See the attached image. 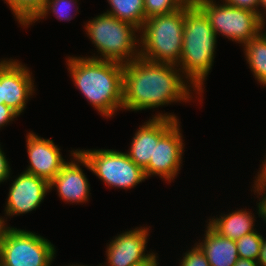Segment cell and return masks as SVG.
Listing matches in <instances>:
<instances>
[{
  "mask_svg": "<svg viewBox=\"0 0 266 266\" xmlns=\"http://www.w3.org/2000/svg\"><path fill=\"white\" fill-rule=\"evenodd\" d=\"M178 121L174 114H157L136 131L130 150L129 158L141 168H145L153 158L154 146L159 139Z\"/></svg>",
  "mask_w": 266,
  "mask_h": 266,
  "instance_id": "cell-12",
  "label": "cell"
},
{
  "mask_svg": "<svg viewBox=\"0 0 266 266\" xmlns=\"http://www.w3.org/2000/svg\"><path fill=\"white\" fill-rule=\"evenodd\" d=\"M259 174L257 175V177H262V178H266V159L263 162V166L261 167V170H259Z\"/></svg>",
  "mask_w": 266,
  "mask_h": 266,
  "instance_id": "cell-33",
  "label": "cell"
},
{
  "mask_svg": "<svg viewBox=\"0 0 266 266\" xmlns=\"http://www.w3.org/2000/svg\"><path fill=\"white\" fill-rule=\"evenodd\" d=\"M216 37L205 13L196 4L188 3L185 6L183 48L176 65H180V72L198 94L203 92V82L212 68Z\"/></svg>",
  "mask_w": 266,
  "mask_h": 266,
  "instance_id": "cell-3",
  "label": "cell"
},
{
  "mask_svg": "<svg viewBox=\"0 0 266 266\" xmlns=\"http://www.w3.org/2000/svg\"><path fill=\"white\" fill-rule=\"evenodd\" d=\"M187 3L196 4L200 0H185Z\"/></svg>",
  "mask_w": 266,
  "mask_h": 266,
  "instance_id": "cell-35",
  "label": "cell"
},
{
  "mask_svg": "<svg viewBox=\"0 0 266 266\" xmlns=\"http://www.w3.org/2000/svg\"><path fill=\"white\" fill-rule=\"evenodd\" d=\"M185 6L174 12L146 19L139 32L140 57L161 63L177 64L183 48Z\"/></svg>",
  "mask_w": 266,
  "mask_h": 266,
  "instance_id": "cell-4",
  "label": "cell"
},
{
  "mask_svg": "<svg viewBox=\"0 0 266 266\" xmlns=\"http://www.w3.org/2000/svg\"><path fill=\"white\" fill-rule=\"evenodd\" d=\"M78 151L80 164L110 187L129 189L147 178L144 169L132 161L125 152L111 149Z\"/></svg>",
  "mask_w": 266,
  "mask_h": 266,
  "instance_id": "cell-6",
  "label": "cell"
},
{
  "mask_svg": "<svg viewBox=\"0 0 266 266\" xmlns=\"http://www.w3.org/2000/svg\"><path fill=\"white\" fill-rule=\"evenodd\" d=\"M8 3L12 13L22 26L30 25V23L44 9L46 0H5Z\"/></svg>",
  "mask_w": 266,
  "mask_h": 266,
  "instance_id": "cell-20",
  "label": "cell"
},
{
  "mask_svg": "<svg viewBox=\"0 0 266 266\" xmlns=\"http://www.w3.org/2000/svg\"><path fill=\"white\" fill-rule=\"evenodd\" d=\"M75 1L77 2V0H47L44 9L30 24L33 22L35 23L41 18H45L50 10L58 20L70 21L72 19V15H69L70 11L72 10L70 8L76 4Z\"/></svg>",
  "mask_w": 266,
  "mask_h": 266,
  "instance_id": "cell-23",
  "label": "cell"
},
{
  "mask_svg": "<svg viewBox=\"0 0 266 266\" xmlns=\"http://www.w3.org/2000/svg\"><path fill=\"white\" fill-rule=\"evenodd\" d=\"M196 5L205 13L214 32L243 46L264 28L262 17L251 10L231 6L214 0H200Z\"/></svg>",
  "mask_w": 266,
  "mask_h": 266,
  "instance_id": "cell-7",
  "label": "cell"
},
{
  "mask_svg": "<svg viewBox=\"0 0 266 266\" xmlns=\"http://www.w3.org/2000/svg\"><path fill=\"white\" fill-rule=\"evenodd\" d=\"M254 216L246 210L234 211L225 216L209 219L208 225L220 236L237 240L254 232Z\"/></svg>",
  "mask_w": 266,
  "mask_h": 266,
  "instance_id": "cell-17",
  "label": "cell"
},
{
  "mask_svg": "<svg viewBox=\"0 0 266 266\" xmlns=\"http://www.w3.org/2000/svg\"><path fill=\"white\" fill-rule=\"evenodd\" d=\"M74 160L66 162L60 172L49 183V187L57 188L59 197L66 202L84 203L88 201L90 184L80 168V152L78 149L71 152Z\"/></svg>",
  "mask_w": 266,
  "mask_h": 266,
  "instance_id": "cell-15",
  "label": "cell"
},
{
  "mask_svg": "<svg viewBox=\"0 0 266 266\" xmlns=\"http://www.w3.org/2000/svg\"><path fill=\"white\" fill-rule=\"evenodd\" d=\"M111 6L107 14L121 21L128 22L141 30L146 17L144 13V0H107Z\"/></svg>",
  "mask_w": 266,
  "mask_h": 266,
  "instance_id": "cell-19",
  "label": "cell"
},
{
  "mask_svg": "<svg viewBox=\"0 0 266 266\" xmlns=\"http://www.w3.org/2000/svg\"><path fill=\"white\" fill-rule=\"evenodd\" d=\"M180 264L179 266H211L197 245H194L191 250L185 252Z\"/></svg>",
  "mask_w": 266,
  "mask_h": 266,
  "instance_id": "cell-24",
  "label": "cell"
},
{
  "mask_svg": "<svg viewBox=\"0 0 266 266\" xmlns=\"http://www.w3.org/2000/svg\"><path fill=\"white\" fill-rule=\"evenodd\" d=\"M234 266H260L257 261L239 258Z\"/></svg>",
  "mask_w": 266,
  "mask_h": 266,
  "instance_id": "cell-31",
  "label": "cell"
},
{
  "mask_svg": "<svg viewBox=\"0 0 266 266\" xmlns=\"http://www.w3.org/2000/svg\"><path fill=\"white\" fill-rule=\"evenodd\" d=\"M49 190L48 181L28 172H22L9 189L5 214L15 216L36 209Z\"/></svg>",
  "mask_w": 266,
  "mask_h": 266,
  "instance_id": "cell-11",
  "label": "cell"
},
{
  "mask_svg": "<svg viewBox=\"0 0 266 266\" xmlns=\"http://www.w3.org/2000/svg\"><path fill=\"white\" fill-rule=\"evenodd\" d=\"M148 228H135L115 237L106 249L107 266H135L154 253L145 255Z\"/></svg>",
  "mask_w": 266,
  "mask_h": 266,
  "instance_id": "cell-14",
  "label": "cell"
},
{
  "mask_svg": "<svg viewBox=\"0 0 266 266\" xmlns=\"http://www.w3.org/2000/svg\"><path fill=\"white\" fill-rule=\"evenodd\" d=\"M263 236L257 230L235 240L239 258L257 261Z\"/></svg>",
  "mask_w": 266,
  "mask_h": 266,
  "instance_id": "cell-21",
  "label": "cell"
},
{
  "mask_svg": "<svg viewBox=\"0 0 266 266\" xmlns=\"http://www.w3.org/2000/svg\"><path fill=\"white\" fill-rule=\"evenodd\" d=\"M18 116L19 115L7 105L0 104V128L10 121H13L14 118Z\"/></svg>",
  "mask_w": 266,
  "mask_h": 266,
  "instance_id": "cell-27",
  "label": "cell"
},
{
  "mask_svg": "<svg viewBox=\"0 0 266 266\" xmlns=\"http://www.w3.org/2000/svg\"><path fill=\"white\" fill-rule=\"evenodd\" d=\"M26 142L30 165L25 172L50 183L66 163L60 153V148L54 144L53 140L43 139L32 132L28 133Z\"/></svg>",
  "mask_w": 266,
  "mask_h": 266,
  "instance_id": "cell-13",
  "label": "cell"
},
{
  "mask_svg": "<svg viewBox=\"0 0 266 266\" xmlns=\"http://www.w3.org/2000/svg\"><path fill=\"white\" fill-rule=\"evenodd\" d=\"M254 186V193L256 192L259 195H262V199L259 200L260 202L258 204V216L263 218V220L266 222V178L257 177ZM264 196V197H263Z\"/></svg>",
  "mask_w": 266,
  "mask_h": 266,
  "instance_id": "cell-25",
  "label": "cell"
},
{
  "mask_svg": "<svg viewBox=\"0 0 266 266\" xmlns=\"http://www.w3.org/2000/svg\"><path fill=\"white\" fill-rule=\"evenodd\" d=\"M54 245L30 231L8 228L0 246L1 266H50Z\"/></svg>",
  "mask_w": 266,
  "mask_h": 266,
  "instance_id": "cell-8",
  "label": "cell"
},
{
  "mask_svg": "<svg viewBox=\"0 0 266 266\" xmlns=\"http://www.w3.org/2000/svg\"><path fill=\"white\" fill-rule=\"evenodd\" d=\"M25 65L17 60L0 62V104H5L21 115L26 101L34 92V81Z\"/></svg>",
  "mask_w": 266,
  "mask_h": 266,
  "instance_id": "cell-9",
  "label": "cell"
},
{
  "mask_svg": "<svg viewBox=\"0 0 266 266\" xmlns=\"http://www.w3.org/2000/svg\"><path fill=\"white\" fill-rule=\"evenodd\" d=\"M226 4H229L231 6H235L238 8L248 9L253 12L258 13L262 17V23L265 27V19L263 17L262 11H260L259 8V0H223Z\"/></svg>",
  "mask_w": 266,
  "mask_h": 266,
  "instance_id": "cell-26",
  "label": "cell"
},
{
  "mask_svg": "<svg viewBox=\"0 0 266 266\" xmlns=\"http://www.w3.org/2000/svg\"><path fill=\"white\" fill-rule=\"evenodd\" d=\"M75 86L106 117L123 108V64L85 57H68Z\"/></svg>",
  "mask_w": 266,
  "mask_h": 266,
  "instance_id": "cell-2",
  "label": "cell"
},
{
  "mask_svg": "<svg viewBox=\"0 0 266 266\" xmlns=\"http://www.w3.org/2000/svg\"><path fill=\"white\" fill-rule=\"evenodd\" d=\"M245 58L255 79L266 86V32H262L244 45Z\"/></svg>",
  "mask_w": 266,
  "mask_h": 266,
  "instance_id": "cell-18",
  "label": "cell"
},
{
  "mask_svg": "<svg viewBox=\"0 0 266 266\" xmlns=\"http://www.w3.org/2000/svg\"><path fill=\"white\" fill-rule=\"evenodd\" d=\"M185 0H144V13L146 19L168 14L186 6Z\"/></svg>",
  "mask_w": 266,
  "mask_h": 266,
  "instance_id": "cell-22",
  "label": "cell"
},
{
  "mask_svg": "<svg viewBox=\"0 0 266 266\" xmlns=\"http://www.w3.org/2000/svg\"><path fill=\"white\" fill-rule=\"evenodd\" d=\"M10 170L9 162L6 159L4 152H2L0 148V183L9 179Z\"/></svg>",
  "mask_w": 266,
  "mask_h": 266,
  "instance_id": "cell-28",
  "label": "cell"
},
{
  "mask_svg": "<svg viewBox=\"0 0 266 266\" xmlns=\"http://www.w3.org/2000/svg\"><path fill=\"white\" fill-rule=\"evenodd\" d=\"M260 266H266V239L263 237L261 243V249L257 260Z\"/></svg>",
  "mask_w": 266,
  "mask_h": 266,
  "instance_id": "cell-29",
  "label": "cell"
},
{
  "mask_svg": "<svg viewBox=\"0 0 266 266\" xmlns=\"http://www.w3.org/2000/svg\"><path fill=\"white\" fill-rule=\"evenodd\" d=\"M5 219L4 218H0V246L2 244V240H3V236L6 232V230L9 228L7 227L8 225L5 226Z\"/></svg>",
  "mask_w": 266,
  "mask_h": 266,
  "instance_id": "cell-32",
  "label": "cell"
},
{
  "mask_svg": "<svg viewBox=\"0 0 266 266\" xmlns=\"http://www.w3.org/2000/svg\"><path fill=\"white\" fill-rule=\"evenodd\" d=\"M157 261V257L154 253L150 258L139 264H136L135 266H158L159 263Z\"/></svg>",
  "mask_w": 266,
  "mask_h": 266,
  "instance_id": "cell-30",
  "label": "cell"
},
{
  "mask_svg": "<svg viewBox=\"0 0 266 266\" xmlns=\"http://www.w3.org/2000/svg\"><path fill=\"white\" fill-rule=\"evenodd\" d=\"M259 6H262L264 11H266V0H259Z\"/></svg>",
  "mask_w": 266,
  "mask_h": 266,
  "instance_id": "cell-34",
  "label": "cell"
},
{
  "mask_svg": "<svg viewBox=\"0 0 266 266\" xmlns=\"http://www.w3.org/2000/svg\"><path fill=\"white\" fill-rule=\"evenodd\" d=\"M175 66L142 57L124 64L123 110L154 109L172 102L191 100L188 81L183 80L184 75H180V69Z\"/></svg>",
  "mask_w": 266,
  "mask_h": 266,
  "instance_id": "cell-1",
  "label": "cell"
},
{
  "mask_svg": "<svg viewBox=\"0 0 266 266\" xmlns=\"http://www.w3.org/2000/svg\"><path fill=\"white\" fill-rule=\"evenodd\" d=\"M86 32L101 54L92 59L128 64L140 57L138 28L107 13L94 17L86 24ZM138 49V50H137ZM103 58H102V57Z\"/></svg>",
  "mask_w": 266,
  "mask_h": 266,
  "instance_id": "cell-5",
  "label": "cell"
},
{
  "mask_svg": "<svg viewBox=\"0 0 266 266\" xmlns=\"http://www.w3.org/2000/svg\"><path fill=\"white\" fill-rule=\"evenodd\" d=\"M179 120L159 139L154 146L153 158L144 168L146 177L159 175L166 181L171 182L177 176L180 165L184 143L179 126Z\"/></svg>",
  "mask_w": 266,
  "mask_h": 266,
  "instance_id": "cell-10",
  "label": "cell"
},
{
  "mask_svg": "<svg viewBox=\"0 0 266 266\" xmlns=\"http://www.w3.org/2000/svg\"><path fill=\"white\" fill-rule=\"evenodd\" d=\"M203 242L197 246L204 253L211 266H234L239 259L235 240L224 238L209 225Z\"/></svg>",
  "mask_w": 266,
  "mask_h": 266,
  "instance_id": "cell-16",
  "label": "cell"
},
{
  "mask_svg": "<svg viewBox=\"0 0 266 266\" xmlns=\"http://www.w3.org/2000/svg\"><path fill=\"white\" fill-rule=\"evenodd\" d=\"M71 266H88V265H71ZM100 266V265H99Z\"/></svg>",
  "mask_w": 266,
  "mask_h": 266,
  "instance_id": "cell-36",
  "label": "cell"
}]
</instances>
